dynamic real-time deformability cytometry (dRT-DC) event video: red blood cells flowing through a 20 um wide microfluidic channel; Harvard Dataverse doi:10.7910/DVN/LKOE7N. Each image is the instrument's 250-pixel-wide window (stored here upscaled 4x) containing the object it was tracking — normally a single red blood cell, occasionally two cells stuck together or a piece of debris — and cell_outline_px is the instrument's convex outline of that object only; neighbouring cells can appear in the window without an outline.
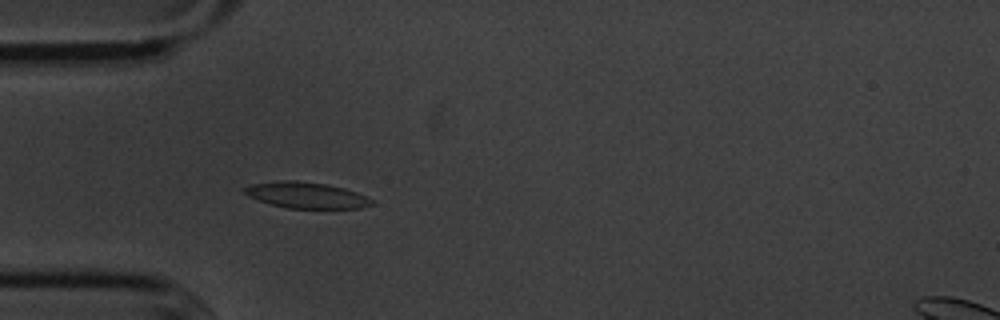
{"species": "common noctule bat (a hibernating species)", "species_latin": "Nyctalus noctula", "temperature_condition": "cold", "stored_images_in_passage": 40, "camera_frame_rate_fps": 3000, "um_per_image_px": 0.085, "animal": {"sex": "male", "body_mass_g": 20.1, "forearm_length_mm": 53.5}, "frame": {"image": 1, "passage_image": 1, "time_ms": 0.0, "image_size_px": [1000, 320], "cell_outline_px": [[372, 204], [360, 208], [288, 208], [272, 204], [248, 196], [244, 192], [244, 188], [252, 184], [280, 180], [296, 180], [324, 184], [344, 188], [356, 192], [372, 200]], "centroid_in_image_um": [26.02, 16.58], "position_along_channel_um": 59.0, "area_um2": 18.96}}
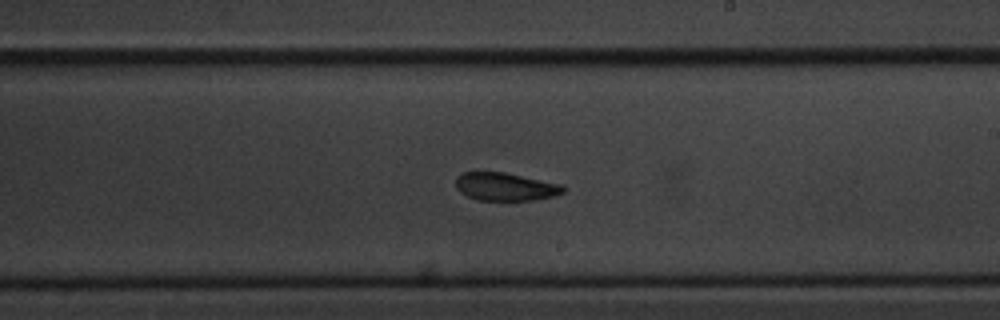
{"frame": {"image": 2, "passage_image": 17, "time_ms": 5.333, "image_size_px": [1000, 320], "cell_outline_px": [[564, 192], [556, 196], [536, 200], [476, 200], [460, 192], [456, 188], [456, 176], [464, 172], [504, 172], [560, 184], [564, 188]], "centroid_in_image_um": [42.94, 15.87], "position_along_channel_um": 246.1, "area_um2": 17.51}}
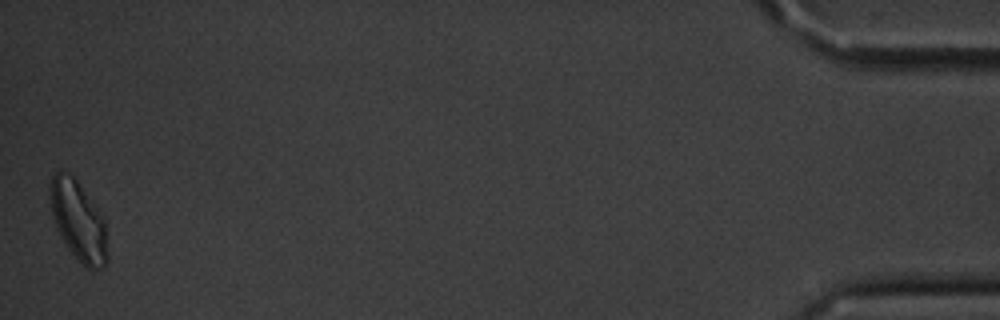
{"frame": {"image": 3, "passage_image": 40, "time_ms": 13.0, "image_size_px": [1000, 320], "cell_outline_px": [[108, 264], [104, 268], [92, 272], [68, 248], [56, 224], [52, 212], [48, 188], [52, 176], [56, 172], [68, 172], [76, 180], [104, 216], [108, 256]], "centroid_in_image_um": [6.7, 18.79], "position_along_channel_um": 428.5, "area_um2": 26.47}, "authors_computed_cell_mechanics": {"area_um2": 18.8428, "velocity_mm_per_s": 3.5627, "shape_relaxation_time_tau1_ms": 2.8045, "shape_relaxation_time_tau2_ms": 5.4687, "deformation_change_tau1": 0.0999, "deformation_change_tau2": 0.1031}}